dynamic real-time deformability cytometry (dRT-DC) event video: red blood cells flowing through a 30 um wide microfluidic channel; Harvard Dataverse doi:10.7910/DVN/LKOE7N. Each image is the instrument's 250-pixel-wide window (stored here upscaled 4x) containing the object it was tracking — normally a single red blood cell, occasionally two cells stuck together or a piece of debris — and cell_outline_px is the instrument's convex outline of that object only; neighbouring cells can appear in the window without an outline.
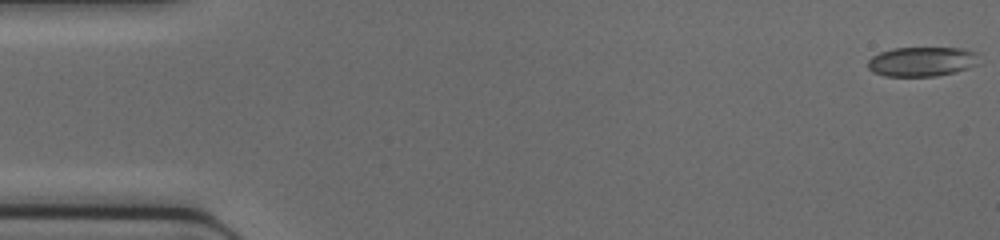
{"species": "common noctule bat (a hibernating species)", "species_latin": "Nyctalus noctula", "temperature_condition": "cold", "stored_images_in_passage": 46, "camera_frame_rate_fps": 3000, "um_per_image_px": 0.085, "animal": {"sex": "female", "body_mass_g": 17.0, "forearm_length_mm": 48.0}, "frame": {"image": 1, "passage_image": 1, "time_ms": 0.0, "image_size_px": [1000, 240], "cell_outline_px": [[980, 64], [956, 72], [936, 76], [884, 76], [872, 72], [868, 68], [868, 60], [872, 56], [880, 52], [892, 48], [964, 48], [976, 52]], "centroid_in_image_um": [78.37, 5.23], "position_along_channel_um": 6.6, "area_um2": 19.36}}
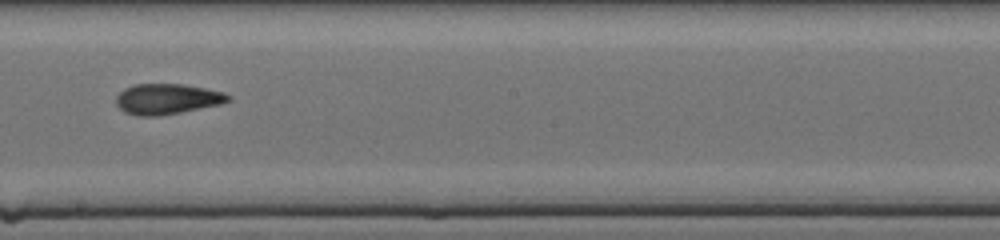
{"frame": {"image": 2, "passage_image": 26, "time_ms": 8.333, "image_size_px": [1000, 240], "cell_outline_px": [[232, 100], [220, 104], [160, 116], [140, 116], [124, 112], [116, 104], [116, 96], [124, 88], [136, 84], [184, 84], [224, 92], [232, 96]], "centroid_in_image_um": [14.21, 8.41], "position_along_channel_um": 234.0, "area_um2": 19.94}}
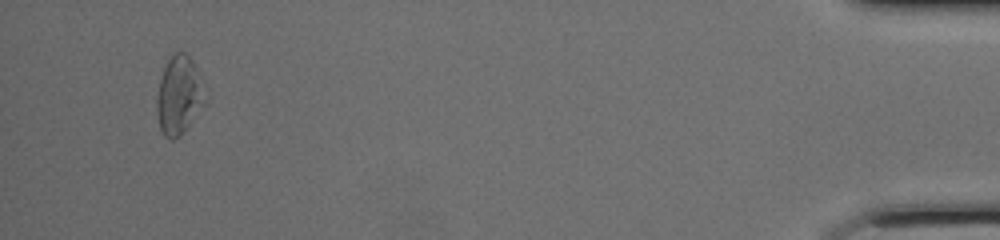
{"frame": {"image": 3, "passage_image": 44, "time_ms": 14.333, "image_size_px": [1000, 240], "cell_outline_px": [[208, 96], [204, 104], [184, 132], [180, 136], [172, 140], [168, 140], [164, 136], [160, 128], [156, 112], [156, 100], [160, 80], [164, 68], [168, 60], [176, 52], [184, 52], [192, 60]], "centroid_in_image_um": [15.21, 8.14], "position_along_channel_um": 420.0, "area_um2": 22.02}}